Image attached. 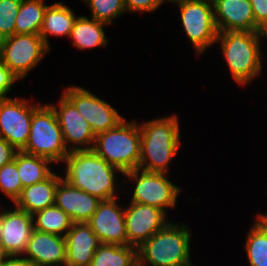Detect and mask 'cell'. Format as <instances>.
I'll use <instances>...</instances> for the list:
<instances>
[{"instance_id": "cell-1", "label": "cell", "mask_w": 267, "mask_h": 266, "mask_svg": "<svg viewBox=\"0 0 267 266\" xmlns=\"http://www.w3.org/2000/svg\"><path fill=\"white\" fill-rule=\"evenodd\" d=\"M63 162V178L74 188L81 189L100 200L117 198V190H120L123 184L120 185L117 179L119 176L116 174L117 171L120 174L124 173L108 164L93 150L71 151Z\"/></svg>"}, {"instance_id": "cell-2", "label": "cell", "mask_w": 267, "mask_h": 266, "mask_svg": "<svg viewBox=\"0 0 267 266\" xmlns=\"http://www.w3.org/2000/svg\"><path fill=\"white\" fill-rule=\"evenodd\" d=\"M177 115L154 118L139 124L141 132L138 169L147 172H169V163L180 147V127Z\"/></svg>"}, {"instance_id": "cell-3", "label": "cell", "mask_w": 267, "mask_h": 266, "mask_svg": "<svg viewBox=\"0 0 267 266\" xmlns=\"http://www.w3.org/2000/svg\"><path fill=\"white\" fill-rule=\"evenodd\" d=\"M267 34L256 31L218 32L216 44H221L223 58L234 81L246 86L262 71L261 41Z\"/></svg>"}, {"instance_id": "cell-4", "label": "cell", "mask_w": 267, "mask_h": 266, "mask_svg": "<svg viewBox=\"0 0 267 266\" xmlns=\"http://www.w3.org/2000/svg\"><path fill=\"white\" fill-rule=\"evenodd\" d=\"M186 224L169 222L137 248L138 266H193L191 230Z\"/></svg>"}, {"instance_id": "cell-5", "label": "cell", "mask_w": 267, "mask_h": 266, "mask_svg": "<svg viewBox=\"0 0 267 266\" xmlns=\"http://www.w3.org/2000/svg\"><path fill=\"white\" fill-rule=\"evenodd\" d=\"M136 122L124 118L115 127L95 136L92 150L123 173L139 167L141 132Z\"/></svg>"}, {"instance_id": "cell-6", "label": "cell", "mask_w": 267, "mask_h": 266, "mask_svg": "<svg viewBox=\"0 0 267 266\" xmlns=\"http://www.w3.org/2000/svg\"><path fill=\"white\" fill-rule=\"evenodd\" d=\"M25 153L49 159L52 163H63L70 153L65 146L62 131L53 108L41 104L34 112Z\"/></svg>"}, {"instance_id": "cell-7", "label": "cell", "mask_w": 267, "mask_h": 266, "mask_svg": "<svg viewBox=\"0 0 267 266\" xmlns=\"http://www.w3.org/2000/svg\"><path fill=\"white\" fill-rule=\"evenodd\" d=\"M50 49L40 34H14L0 40V62L18 79H25Z\"/></svg>"}, {"instance_id": "cell-8", "label": "cell", "mask_w": 267, "mask_h": 266, "mask_svg": "<svg viewBox=\"0 0 267 266\" xmlns=\"http://www.w3.org/2000/svg\"><path fill=\"white\" fill-rule=\"evenodd\" d=\"M173 5H178L183 30L199 56L216 44L218 30L212 0H180Z\"/></svg>"}, {"instance_id": "cell-9", "label": "cell", "mask_w": 267, "mask_h": 266, "mask_svg": "<svg viewBox=\"0 0 267 266\" xmlns=\"http://www.w3.org/2000/svg\"><path fill=\"white\" fill-rule=\"evenodd\" d=\"M168 175L140 169L124 172V179L127 177L134 184L130 202L155 206L168 213V207L171 209L176 206L177 197L183 190L173 184Z\"/></svg>"}, {"instance_id": "cell-10", "label": "cell", "mask_w": 267, "mask_h": 266, "mask_svg": "<svg viewBox=\"0 0 267 266\" xmlns=\"http://www.w3.org/2000/svg\"><path fill=\"white\" fill-rule=\"evenodd\" d=\"M41 105L31 104L25 98L5 97L0 99V138L6 140L17 151L27 143L33 112Z\"/></svg>"}, {"instance_id": "cell-11", "label": "cell", "mask_w": 267, "mask_h": 266, "mask_svg": "<svg viewBox=\"0 0 267 266\" xmlns=\"http://www.w3.org/2000/svg\"><path fill=\"white\" fill-rule=\"evenodd\" d=\"M64 89L63 94L75 105L95 135L115 127L125 118L110 103L84 87L71 85Z\"/></svg>"}, {"instance_id": "cell-12", "label": "cell", "mask_w": 267, "mask_h": 266, "mask_svg": "<svg viewBox=\"0 0 267 266\" xmlns=\"http://www.w3.org/2000/svg\"><path fill=\"white\" fill-rule=\"evenodd\" d=\"M58 103L59 106L49 105L55 112L68 151L92 150L96 135L91 126L64 94Z\"/></svg>"}, {"instance_id": "cell-13", "label": "cell", "mask_w": 267, "mask_h": 266, "mask_svg": "<svg viewBox=\"0 0 267 266\" xmlns=\"http://www.w3.org/2000/svg\"><path fill=\"white\" fill-rule=\"evenodd\" d=\"M167 213L155 206L129 202L125 208L127 245L140 247L170 221Z\"/></svg>"}, {"instance_id": "cell-14", "label": "cell", "mask_w": 267, "mask_h": 266, "mask_svg": "<svg viewBox=\"0 0 267 266\" xmlns=\"http://www.w3.org/2000/svg\"><path fill=\"white\" fill-rule=\"evenodd\" d=\"M13 208L0 209V247L7 257L22 256L34 230L32 215Z\"/></svg>"}, {"instance_id": "cell-15", "label": "cell", "mask_w": 267, "mask_h": 266, "mask_svg": "<svg viewBox=\"0 0 267 266\" xmlns=\"http://www.w3.org/2000/svg\"><path fill=\"white\" fill-rule=\"evenodd\" d=\"M87 223L101 243L127 245L125 208L117 198L102 200Z\"/></svg>"}, {"instance_id": "cell-16", "label": "cell", "mask_w": 267, "mask_h": 266, "mask_svg": "<svg viewBox=\"0 0 267 266\" xmlns=\"http://www.w3.org/2000/svg\"><path fill=\"white\" fill-rule=\"evenodd\" d=\"M65 237L33 230L22 257L37 266H65Z\"/></svg>"}, {"instance_id": "cell-17", "label": "cell", "mask_w": 267, "mask_h": 266, "mask_svg": "<svg viewBox=\"0 0 267 266\" xmlns=\"http://www.w3.org/2000/svg\"><path fill=\"white\" fill-rule=\"evenodd\" d=\"M218 32L256 31L253 8L249 0H212Z\"/></svg>"}, {"instance_id": "cell-18", "label": "cell", "mask_w": 267, "mask_h": 266, "mask_svg": "<svg viewBox=\"0 0 267 266\" xmlns=\"http://www.w3.org/2000/svg\"><path fill=\"white\" fill-rule=\"evenodd\" d=\"M101 201L96 196L74 188L64 178L58 183L55 205L62 209L73 223L88 222Z\"/></svg>"}, {"instance_id": "cell-19", "label": "cell", "mask_w": 267, "mask_h": 266, "mask_svg": "<svg viewBox=\"0 0 267 266\" xmlns=\"http://www.w3.org/2000/svg\"><path fill=\"white\" fill-rule=\"evenodd\" d=\"M65 266H90L101 242L87 222L73 223L66 233Z\"/></svg>"}, {"instance_id": "cell-20", "label": "cell", "mask_w": 267, "mask_h": 266, "mask_svg": "<svg viewBox=\"0 0 267 266\" xmlns=\"http://www.w3.org/2000/svg\"><path fill=\"white\" fill-rule=\"evenodd\" d=\"M62 178L63 175L53 172L44 181L23 188L13 205L31 215L55 205L56 190Z\"/></svg>"}, {"instance_id": "cell-21", "label": "cell", "mask_w": 267, "mask_h": 266, "mask_svg": "<svg viewBox=\"0 0 267 266\" xmlns=\"http://www.w3.org/2000/svg\"><path fill=\"white\" fill-rule=\"evenodd\" d=\"M76 18L74 11L62 1L47 6L39 34L49 49V35L69 38Z\"/></svg>"}, {"instance_id": "cell-22", "label": "cell", "mask_w": 267, "mask_h": 266, "mask_svg": "<svg viewBox=\"0 0 267 266\" xmlns=\"http://www.w3.org/2000/svg\"><path fill=\"white\" fill-rule=\"evenodd\" d=\"M106 25L108 24L94 18L79 15L74 21L69 38L78 50L106 47L109 42L103 29Z\"/></svg>"}, {"instance_id": "cell-23", "label": "cell", "mask_w": 267, "mask_h": 266, "mask_svg": "<svg viewBox=\"0 0 267 266\" xmlns=\"http://www.w3.org/2000/svg\"><path fill=\"white\" fill-rule=\"evenodd\" d=\"M23 188L47 179L52 173L49 159L17 151L14 160Z\"/></svg>"}, {"instance_id": "cell-24", "label": "cell", "mask_w": 267, "mask_h": 266, "mask_svg": "<svg viewBox=\"0 0 267 266\" xmlns=\"http://www.w3.org/2000/svg\"><path fill=\"white\" fill-rule=\"evenodd\" d=\"M251 226L244 245L249 265L267 266V219L259 213Z\"/></svg>"}, {"instance_id": "cell-25", "label": "cell", "mask_w": 267, "mask_h": 266, "mask_svg": "<svg viewBox=\"0 0 267 266\" xmlns=\"http://www.w3.org/2000/svg\"><path fill=\"white\" fill-rule=\"evenodd\" d=\"M90 266H138L137 248L101 243L94 252Z\"/></svg>"}, {"instance_id": "cell-26", "label": "cell", "mask_w": 267, "mask_h": 266, "mask_svg": "<svg viewBox=\"0 0 267 266\" xmlns=\"http://www.w3.org/2000/svg\"><path fill=\"white\" fill-rule=\"evenodd\" d=\"M45 0H22L15 22V34H39L44 12Z\"/></svg>"}, {"instance_id": "cell-27", "label": "cell", "mask_w": 267, "mask_h": 266, "mask_svg": "<svg viewBox=\"0 0 267 266\" xmlns=\"http://www.w3.org/2000/svg\"><path fill=\"white\" fill-rule=\"evenodd\" d=\"M32 218L35 230L62 237L66 235L73 224L71 218L56 205L34 213Z\"/></svg>"}, {"instance_id": "cell-28", "label": "cell", "mask_w": 267, "mask_h": 266, "mask_svg": "<svg viewBox=\"0 0 267 266\" xmlns=\"http://www.w3.org/2000/svg\"><path fill=\"white\" fill-rule=\"evenodd\" d=\"M90 10V17L111 25L126 13L124 0H82Z\"/></svg>"}, {"instance_id": "cell-29", "label": "cell", "mask_w": 267, "mask_h": 266, "mask_svg": "<svg viewBox=\"0 0 267 266\" xmlns=\"http://www.w3.org/2000/svg\"><path fill=\"white\" fill-rule=\"evenodd\" d=\"M23 186L14 161L0 168V191L14 204L20 197Z\"/></svg>"}, {"instance_id": "cell-30", "label": "cell", "mask_w": 267, "mask_h": 266, "mask_svg": "<svg viewBox=\"0 0 267 266\" xmlns=\"http://www.w3.org/2000/svg\"><path fill=\"white\" fill-rule=\"evenodd\" d=\"M22 0H0V40L15 34V22Z\"/></svg>"}, {"instance_id": "cell-31", "label": "cell", "mask_w": 267, "mask_h": 266, "mask_svg": "<svg viewBox=\"0 0 267 266\" xmlns=\"http://www.w3.org/2000/svg\"><path fill=\"white\" fill-rule=\"evenodd\" d=\"M254 13L256 32L267 34V0H249Z\"/></svg>"}, {"instance_id": "cell-32", "label": "cell", "mask_w": 267, "mask_h": 266, "mask_svg": "<svg viewBox=\"0 0 267 266\" xmlns=\"http://www.w3.org/2000/svg\"><path fill=\"white\" fill-rule=\"evenodd\" d=\"M126 12H155L162 3L160 0H124Z\"/></svg>"}, {"instance_id": "cell-33", "label": "cell", "mask_w": 267, "mask_h": 266, "mask_svg": "<svg viewBox=\"0 0 267 266\" xmlns=\"http://www.w3.org/2000/svg\"><path fill=\"white\" fill-rule=\"evenodd\" d=\"M18 79L11 73V71L0 62V99L7 96L11 92V88Z\"/></svg>"}, {"instance_id": "cell-34", "label": "cell", "mask_w": 267, "mask_h": 266, "mask_svg": "<svg viewBox=\"0 0 267 266\" xmlns=\"http://www.w3.org/2000/svg\"><path fill=\"white\" fill-rule=\"evenodd\" d=\"M17 150L6 140L0 138V168L14 160Z\"/></svg>"}, {"instance_id": "cell-35", "label": "cell", "mask_w": 267, "mask_h": 266, "mask_svg": "<svg viewBox=\"0 0 267 266\" xmlns=\"http://www.w3.org/2000/svg\"><path fill=\"white\" fill-rule=\"evenodd\" d=\"M3 266H37L21 256L7 257Z\"/></svg>"}, {"instance_id": "cell-36", "label": "cell", "mask_w": 267, "mask_h": 266, "mask_svg": "<svg viewBox=\"0 0 267 266\" xmlns=\"http://www.w3.org/2000/svg\"><path fill=\"white\" fill-rule=\"evenodd\" d=\"M6 258L7 256L4 254V252L2 251L0 247V266L4 265Z\"/></svg>"}, {"instance_id": "cell-37", "label": "cell", "mask_w": 267, "mask_h": 266, "mask_svg": "<svg viewBox=\"0 0 267 266\" xmlns=\"http://www.w3.org/2000/svg\"><path fill=\"white\" fill-rule=\"evenodd\" d=\"M162 4L166 3L167 1L170 2L171 4L178 3L180 0H160ZM166 1V2H165Z\"/></svg>"}, {"instance_id": "cell-38", "label": "cell", "mask_w": 267, "mask_h": 266, "mask_svg": "<svg viewBox=\"0 0 267 266\" xmlns=\"http://www.w3.org/2000/svg\"><path fill=\"white\" fill-rule=\"evenodd\" d=\"M266 219H267V213L264 214V213H261Z\"/></svg>"}]
</instances>
